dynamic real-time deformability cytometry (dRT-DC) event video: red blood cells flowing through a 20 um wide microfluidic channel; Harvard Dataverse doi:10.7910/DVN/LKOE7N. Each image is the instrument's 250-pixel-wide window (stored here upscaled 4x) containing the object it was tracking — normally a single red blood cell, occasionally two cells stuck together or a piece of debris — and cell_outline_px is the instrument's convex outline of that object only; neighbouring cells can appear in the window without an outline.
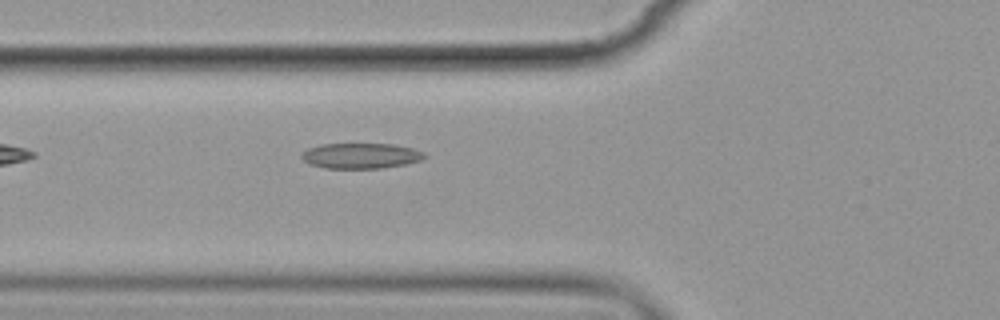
{"species": "common noctule bat (a hibernating species)", "species_latin": "Nyctalus noctula", "temperature_condition": "cold", "stored_images_in_passage": 4, "camera_frame_rate_fps": 3000, "um_per_image_px": 0.085, "animal": {"sex": "female", "body_mass_g": 19.9}, "frame": {"image": 1, "passage_image": 4, "time_ms": 4.667, "image_size_px": [1000, 320], "cell_outline_px": [[428, 156], [420, 160], [404, 164], [384, 168], [324, 168], [308, 164], [300, 156], [308, 148], [320, 144], [392, 144], [412, 148], [424, 152]], "centroid_in_image_um": [30.66, 13.24], "position_along_channel_um": 95.1, "area_um2": 18.21}}